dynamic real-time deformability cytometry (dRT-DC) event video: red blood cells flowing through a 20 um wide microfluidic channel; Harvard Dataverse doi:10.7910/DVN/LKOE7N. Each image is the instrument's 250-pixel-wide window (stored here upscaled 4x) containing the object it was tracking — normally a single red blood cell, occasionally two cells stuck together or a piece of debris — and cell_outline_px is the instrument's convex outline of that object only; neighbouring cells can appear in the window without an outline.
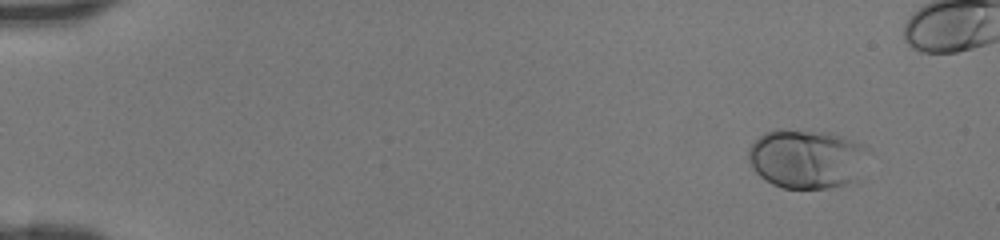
{"species": "human", "species_latin": "Homo sapiens", "temperature_condition": "room temperature", "stored_images_in_passage": 42, "camera_frame_rate_fps": 3000, "um_per_image_px": 0.085, "donor": {"sex": "female"}, "frame": {"image": 1, "passage_image": 4, "time_ms": 1.0, "image_size_px": [1000, 240], "cell_outline_px": [[872, 148], [852, 180], [844, 184], [828, 188], [784, 188], [772, 184], [764, 180], [752, 168], [748, 156], [748, 148], [764, 132], [780, 128], [824, 132], [840, 136], [864, 144]], "centroid_in_image_um": [68.52, 13.47], "position_along_channel_um": 16.5, "area_um2": 41.15}}
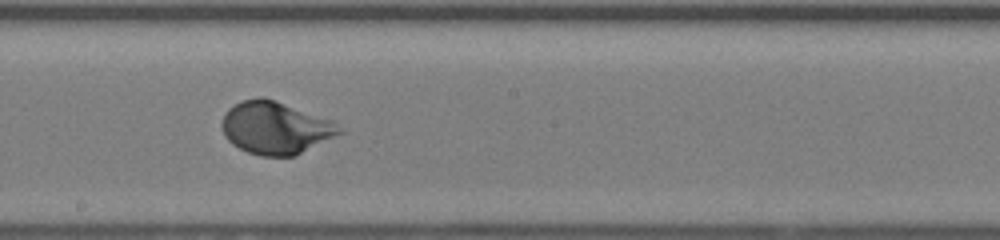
{"frame": {"image": 2, "passage_image": 27, "time_ms": 8.667, "image_size_px": [1000, 240], "cell_outline_px": [[344, 132], [296, 156], [260, 156], [248, 152], [232, 144], [224, 136], [220, 124], [228, 108], [244, 100], [260, 96], [276, 100], [332, 120]], "centroid_in_image_um": [23.41, 10.87], "position_along_channel_um": 224.8, "area_um2": 36.01}}
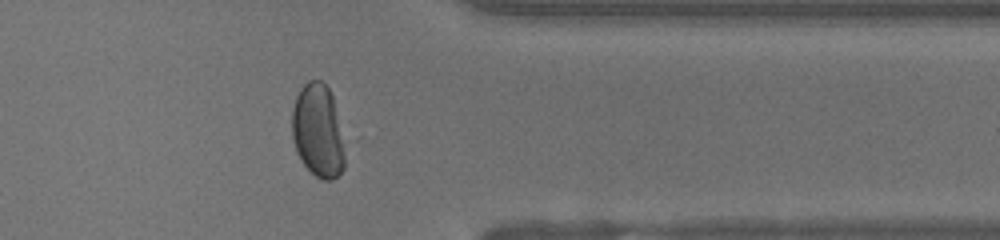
{"frame": {"image": 3, "passage_image": 38, "time_ms": 12.333, "image_size_px": [1000, 240], "cell_outline_px": [[344, 168], [332, 180], [320, 180], [304, 164], [296, 152], [292, 136], [292, 108], [296, 96], [300, 88], [308, 80], [320, 80], [328, 88], [332, 96], [344, 156]], "centroid_in_image_um": [26.97, 11.12], "position_along_channel_um": 384.4, "area_um2": 28.03}}